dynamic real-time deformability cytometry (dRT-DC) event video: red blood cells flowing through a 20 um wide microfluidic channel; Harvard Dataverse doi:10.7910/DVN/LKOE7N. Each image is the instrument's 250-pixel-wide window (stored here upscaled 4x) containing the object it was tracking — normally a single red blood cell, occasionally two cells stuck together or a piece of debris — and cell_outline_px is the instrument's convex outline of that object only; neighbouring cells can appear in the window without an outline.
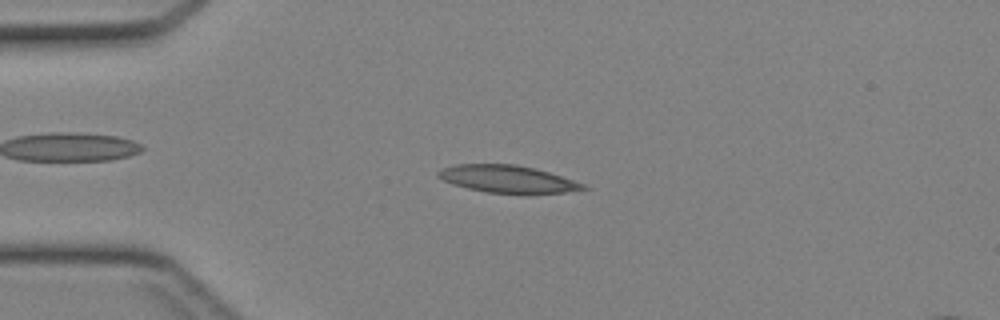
{"species": "Egyptian fruit bat (a non-hibernating species)", "species_latin": "Rousettus aegyptiacus", "temperature_condition": "cold", "stored_images_in_passage": 43, "camera_frame_rate_fps": 3000, "um_per_image_px": 0.085, "animal": {"sex": "female"}, "frame": {"image": 1, "passage_image": 10, "time_ms": 3.0, "image_size_px": [1000, 320], "cell_outline_px": [[592, 188], [564, 192], [528, 196], [524, 196], [488, 192], [468, 188], [452, 184], [436, 176], [436, 172], [440, 168], [456, 164], [516, 164], [536, 168], [584, 184]], "centroid_in_image_um": [43.16, 15.25], "position_along_channel_um": 41.8, "area_um2": 23.81}}
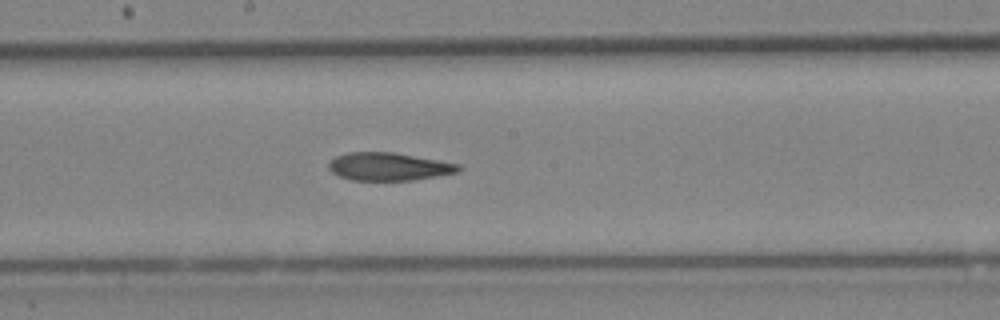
{"frame": {"image": 2, "passage_image": 23, "time_ms": 7.333, "image_size_px": [1000, 320], "cell_outline_px": [[464, 168], [460, 172], [412, 180], [352, 180], [340, 176], [332, 172], [328, 168], [328, 164], [336, 156], [348, 152], [396, 152], [460, 164]], "centroid_in_image_um": [33.09, 14.15], "position_along_channel_um": 215.1, "area_um2": 21.21}}
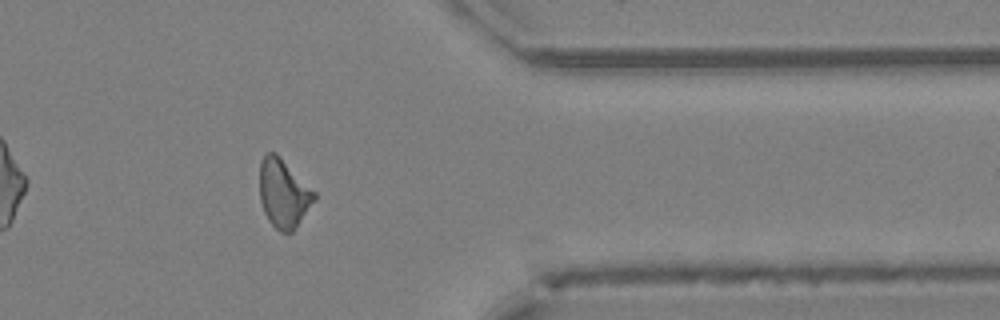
{"frame": {"image": 3, "passage_image": 35, "time_ms": 11.333, "image_size_px": [1000, 320], "cell_outline_px": [[316, 200], [292, 232], [280, 232], [268, 220], [264, 212], [260, 200], [260, 160], [268, 152], [276, 152], [316, 192]], "centroid_in_image_um": [24.11, 16.43], "position_along_channel_um": 387.3, "area_um2": 21.85}}